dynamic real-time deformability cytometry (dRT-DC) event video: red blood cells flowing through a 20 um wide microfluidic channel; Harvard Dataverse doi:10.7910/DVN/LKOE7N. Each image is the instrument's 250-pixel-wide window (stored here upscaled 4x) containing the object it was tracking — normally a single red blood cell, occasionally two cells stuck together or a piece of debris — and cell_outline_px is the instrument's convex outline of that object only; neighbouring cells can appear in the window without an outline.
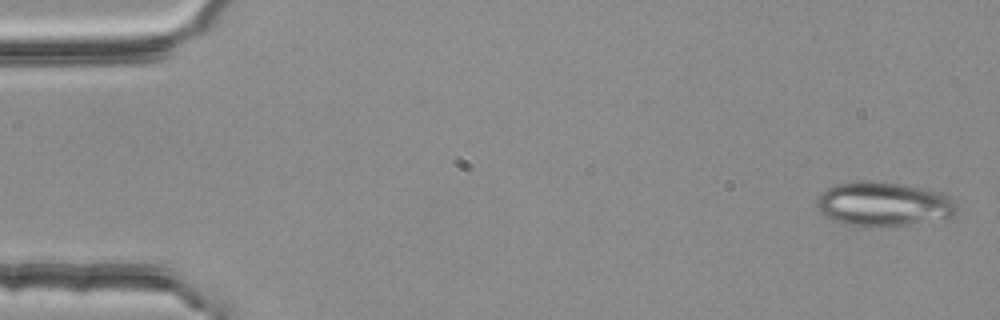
{"species": "common noctule bat (a hibernating species)", "species_latin": "Nyctalus noctula", "temperature_condition": "room temperature", "stored_images_in_passage": 4, "camera_frame_rate_fps": 3000, "um_per_image_px": 0.085, "animal": {"sex": "female", "body_mass_g": 25.1}, "frame": {"image": 1, "passage_image": 1, "time_ms": 0.0, "image_size_px": [1000, 320], "cell_outline_px": [[956, 212], [952, 216], [908, 224], [848, 224], [832, 220], [824, 216], [820, 212], [816, 204], [816, 200], [824, 188], [836, 184], [856, 180], [868, 180], [900, 184], [944, 192], [952, 200], [956, 208]], "centroid_in_image_um": [75.03, 17.29], "position_along_channel_um": 10.0, "area_um2": 35.37}}